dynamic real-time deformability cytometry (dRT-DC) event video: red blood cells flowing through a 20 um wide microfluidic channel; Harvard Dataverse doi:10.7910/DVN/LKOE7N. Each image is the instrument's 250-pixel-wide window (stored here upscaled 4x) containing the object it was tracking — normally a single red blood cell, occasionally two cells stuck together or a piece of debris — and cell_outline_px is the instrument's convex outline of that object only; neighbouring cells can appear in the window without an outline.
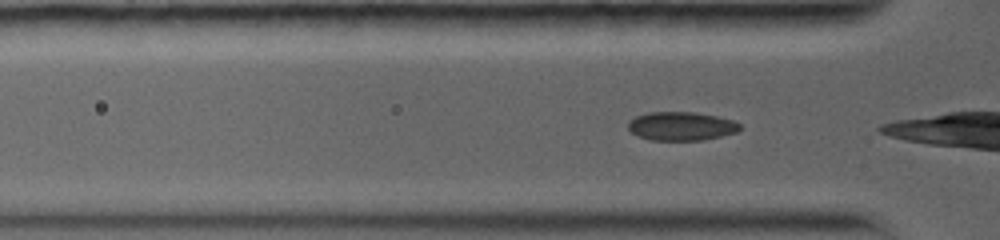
{"species": "common noctule bat (a hibernating species)", "species_latin": "Nyctalus noctula", "temperature_condition": "warm", "stored_images_in_passage": 61, "camera_frame_rate_fps": 5000, "um_per_image_px": 0.085, "animal": {"sex": "female", "body_mass_g": 19.0, "forearm_length_mm": 56.7}, "frame": {"image": 1, "passage_image": 4, "time_ms": 0.6, "image_size_px": [1000, 240], "cell_outline_px": [[740, 128], [736, 132], [704, 140], [652, 140], [636, 136], [628, 128], [628, 124], [636, 116], [648, 112], [696, 112], [716, 116], [732, 120], [740, 124]], "centroid_in_image_um": [57.89, 10.72], "position_along_channel_um": 67.9, "area_um2": 18.55}}
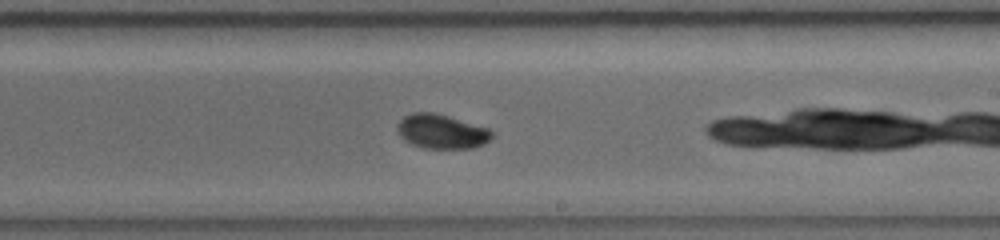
{"frame": {"image": 2, "passage_image": 28, "time_ms": 5.4, "image_size_px": [1000, 240], "cell_outline_px": [[492, 136], [484, 144], [472, 148], [424, 148], [412, 144], [404, 140], [400, 136], [396, 128], [400, 120], [404, 116], [412, 112], [432, 112], [448, 116], [488, 128], [492, 132]], "centroid_in_image_um": [37.5, 11.17], "position_along_channel_um": 251.5, "area_um2": 18.79}}
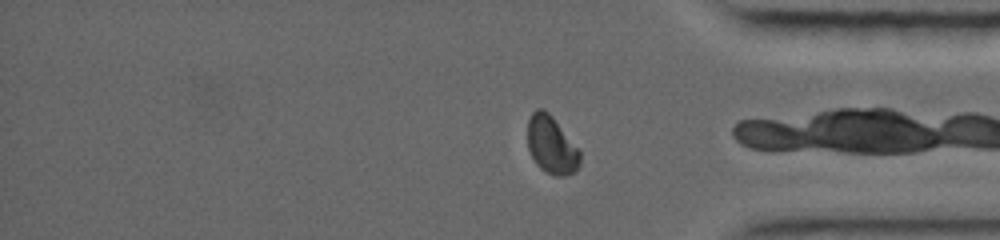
{"frame": {"image": 3, "passage_image": 47, "time_ms": 9.2, "image_size_px": [1000, 240], "cell_outline_px": [[580, 164], [576, 172], [564, 176], [556, 176], [540, 168], [536, 164], [528, 148], [528, 120], [532, 112], [536, 108], [544, 108], [552, 116], [580, 148]], "centroid_in_image_um": [46.9, 12.32], "position_along_channel_um": 388.3, "area_um2": 17.86}, "authors_computed_cell_mechanics": {"area_um2": 18.2648, "velocity_mm_per_s": 3.8235, "shape_relaxation_time_tau1_ms": 3.901, "shape_relaxation_time_tau2_ms": null, "deformation_change_tau1": 0.1283, "deformation_change_tau2": null}}